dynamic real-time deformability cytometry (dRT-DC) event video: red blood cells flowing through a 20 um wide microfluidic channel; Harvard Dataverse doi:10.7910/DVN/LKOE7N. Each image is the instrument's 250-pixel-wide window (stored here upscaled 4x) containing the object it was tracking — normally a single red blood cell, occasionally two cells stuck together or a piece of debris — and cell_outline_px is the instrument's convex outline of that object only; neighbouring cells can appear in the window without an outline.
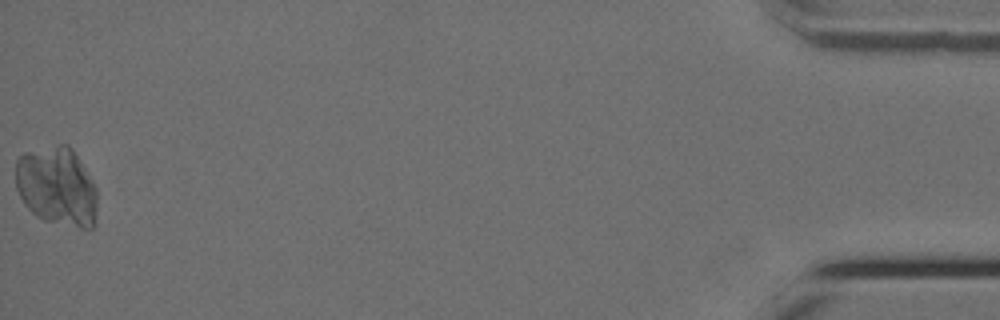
{"species": "Egyptian fruit bat (a non-hibernating species)", "species_latin": "Rousettus aegyptiacus", "temperature_condition": "cold", "stored_images_in_passage": 39, "camera_frame_rate_fps": 3000, "um_per_image_px": 0.085, "animal": {"sex": "female"}, "frame": {"image": 1, "passage_image": 39, "time_ms": 12.667, "image_size_px": [1000, 320], "cell_outline_px": [[96, 224], [92, 228], [80, 228], [44, 220], [36, 216], [24, 204], [16, 188], [16, 160], [24, 152], [60, 144], [68, 144], [72, 148], [92, 180], [96, 188]], "centroid_in_image_um": [4.84, 15.85], "position_along_channel_um": 430.4, "area_um2": 37.63}}